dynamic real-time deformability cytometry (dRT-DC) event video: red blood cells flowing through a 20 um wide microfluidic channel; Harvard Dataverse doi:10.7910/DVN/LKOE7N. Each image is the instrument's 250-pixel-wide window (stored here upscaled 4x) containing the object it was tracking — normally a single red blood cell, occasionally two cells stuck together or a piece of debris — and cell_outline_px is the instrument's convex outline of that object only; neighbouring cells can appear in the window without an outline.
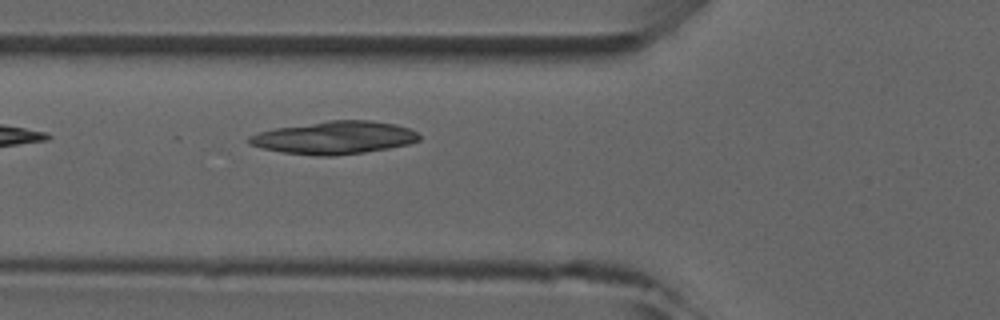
{"species": "common noctule bat (a hibernating species)", "species_latin": "Nyctalus noctula", "temperature_condition": "room temperature", "stored_images_in_passage": 4, "camera_frame_rate_fps": 3000, "um_per_image_px": 0.085, "animal": {"sex": "male", "forearm_length_mm": 52.5}, "frame": {"image": 1, "passage_image": 4, "time_ms": 4.333, "image_size_px": [1000, 320], "cell_outline_px": [[420, 140], [408, 144], [388, 148], [364, 152], [332, 156], [316, 156], [280, 152], [264, 148], [252, 144], [248, 140], [248, 136], [260, 132], [276, 128], [328, 120], [372, 120], [396, 124], [408, 128], [416, 132], [420, 136]], "centroid_in_image_um": [28.45, 11.7], "position_along_channel_um": 97.4, "area_um2": 32.37}}